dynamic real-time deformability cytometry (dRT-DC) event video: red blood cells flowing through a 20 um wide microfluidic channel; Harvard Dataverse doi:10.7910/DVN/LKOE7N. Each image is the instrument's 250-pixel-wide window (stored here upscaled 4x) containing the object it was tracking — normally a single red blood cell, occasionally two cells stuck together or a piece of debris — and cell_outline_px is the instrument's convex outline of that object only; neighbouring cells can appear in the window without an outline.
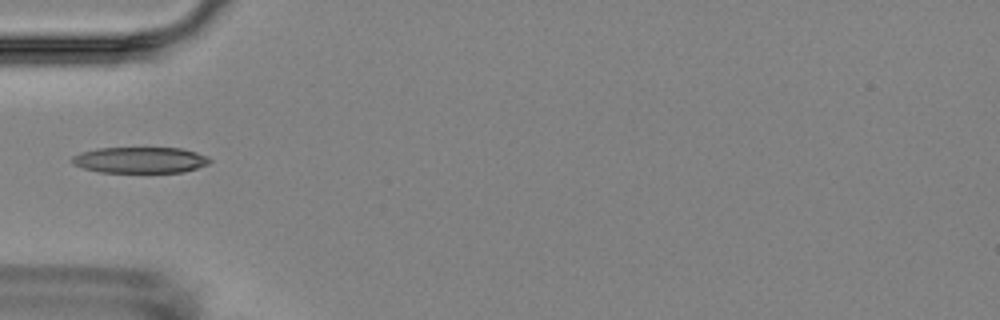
{"species": "Egyptian fruit bat (a non-hibernating species)", "species_latin": "Rousettus aegyptiacus", "temperature_condition": "room temperature", "stored_images_in_passage": 6, "camera_frame_rate_fps": 3000, "um_per_image_px": 0.085, "animal": {"sex": "female"}, "frame": {"image": 1, "passage_image": 1, "time_ms": 0.0, "image_size_px": [1000, 320], "cell_outline_px": [[212, 160], [208, 164], [184, 172], [100, 172], [84, 168], [72, 164], [72, 156], [80, 152], [96, 148], [180, 148], [196, 152], [208, 156]], "centroid_in_image_um": [11.91, 13.6], "position_along_channel_um": 73.1, "area_um2": 20.92}}
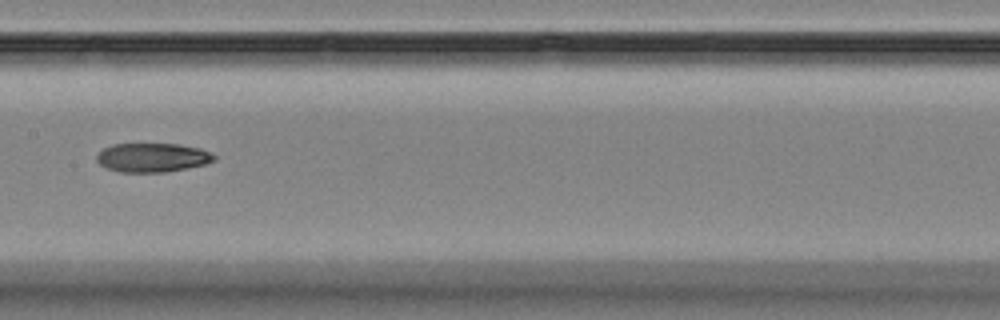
{"frame": {"image": 2, "passage_image": 4, "time_ms": 3.333, "image_size_px": [1000, 320], "cell_outline_px": [[216, 160], [204, 164], [188, 168], [164, 172], [120, 172], [104, 168], [96, 160], [96, 156], [104, 148], [112, 144], [176, 144], [200, 148], [216, 156]], "centroid_in_image_um": [12.93, 13.4], "position_along_channel_um": 194.5, "area_um2": 19.83}}
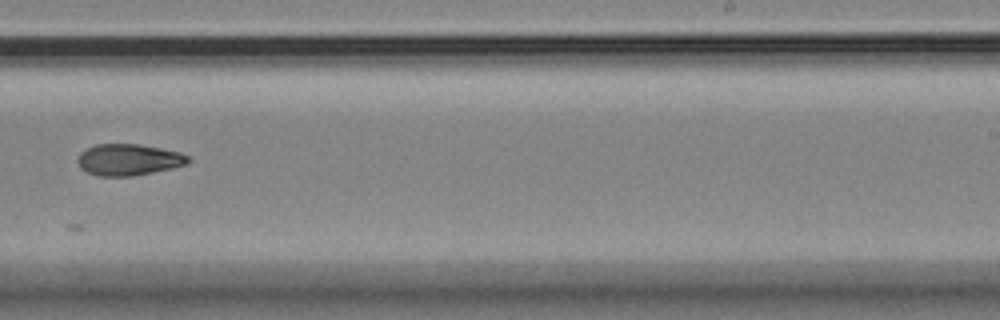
{"frame": {"image": 3, "passage_image": 6, "time_ms": 5.667, "image_size_px": [1000, 320], "cell_outline_px": [[192, 160], [188, 164], [172, 168], [132, 176], [96, 176], [80, 168], [80, 152], [96, 144], [136, 144], [160, 148], [180, 152], [192, 156]], "centroid_in_image_um": [11.0, 13.57], "position_along_channel_um": 278.0, "area_um2": 20.17}}